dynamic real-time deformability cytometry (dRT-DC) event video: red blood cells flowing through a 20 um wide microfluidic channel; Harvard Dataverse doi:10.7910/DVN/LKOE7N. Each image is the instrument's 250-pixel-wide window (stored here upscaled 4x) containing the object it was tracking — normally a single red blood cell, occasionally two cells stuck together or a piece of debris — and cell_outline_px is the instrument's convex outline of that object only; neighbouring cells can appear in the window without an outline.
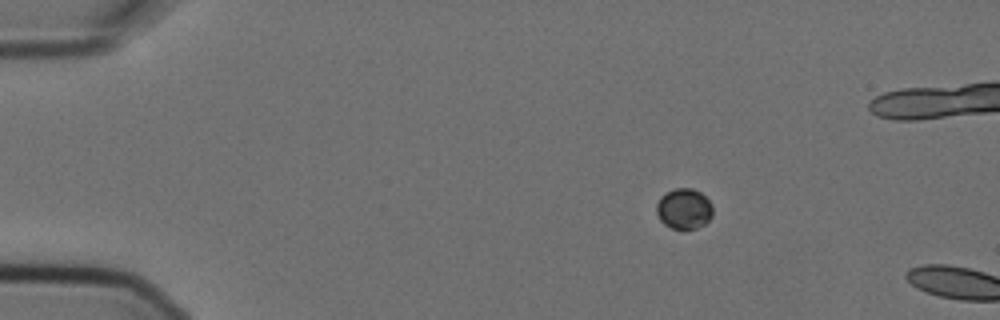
{"species": "Egyptian fruit bat (a non-hibernating species)", "species_latin": "Rousettus aegyptiacus", "temperature_condition": "cold", "stored_images_in_passage": 2, "camera_frame_rate_fps": 3000, "um_per_image_px": 0.085, "animal": {"sex": "female"}, "frame": {"image": 1, "passage_image": 1, "time_ms": 0.0, "image_size_px": [1000, 320], "cell_outline_px": [[712, 216], [704, 224], [696, 228], [672, 228], [664, 224], [660, 220], [656, 212], [656, 204], [660, 196], [676, 188], [692, 188], [700, 192], [712, 204]], "centroid_in_image_um": [58.12, 17.73], "position_along_channel_um": 26.9, "area_um2": 13.18}}